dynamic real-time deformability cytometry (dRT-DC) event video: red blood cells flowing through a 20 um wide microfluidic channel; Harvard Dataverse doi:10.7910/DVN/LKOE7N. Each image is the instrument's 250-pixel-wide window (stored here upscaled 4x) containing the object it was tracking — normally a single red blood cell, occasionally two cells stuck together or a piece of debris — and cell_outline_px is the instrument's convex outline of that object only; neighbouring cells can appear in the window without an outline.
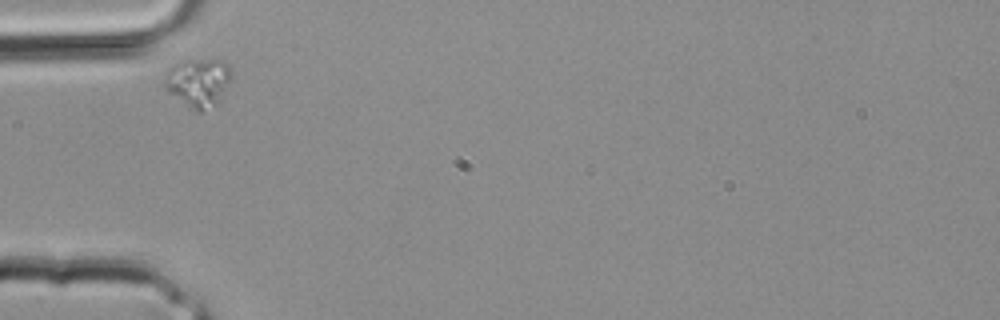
{"species": "common noctule bat (a hibernating species)", "species_latin": "Nyctalus noctula", "temperature_condition": "room temperature", "stored_images_in_passage": 1, "camera_frame_rate_fps": 3000, "um_per_image_px": 0.085, "animal": {"sex": "male", "body_mass_g": 20.4}, "frame": {"image": 1, "passage_image": 1, "time_ms": 0.0, "image_size_px": [1000, 320], "cell_outline_px": [[232, 76], [216, 100], [200, 112], [196, 112], [168, 92], [164, 88], [164, 80], [168, 72], [176, 64], [188, 60], [220, 60], [228, 64], [232, 72]], "centroid_in_image_um": [16.82, 6.98], "position_along_channel_um": 68.2, "area_um2": 17.98}}